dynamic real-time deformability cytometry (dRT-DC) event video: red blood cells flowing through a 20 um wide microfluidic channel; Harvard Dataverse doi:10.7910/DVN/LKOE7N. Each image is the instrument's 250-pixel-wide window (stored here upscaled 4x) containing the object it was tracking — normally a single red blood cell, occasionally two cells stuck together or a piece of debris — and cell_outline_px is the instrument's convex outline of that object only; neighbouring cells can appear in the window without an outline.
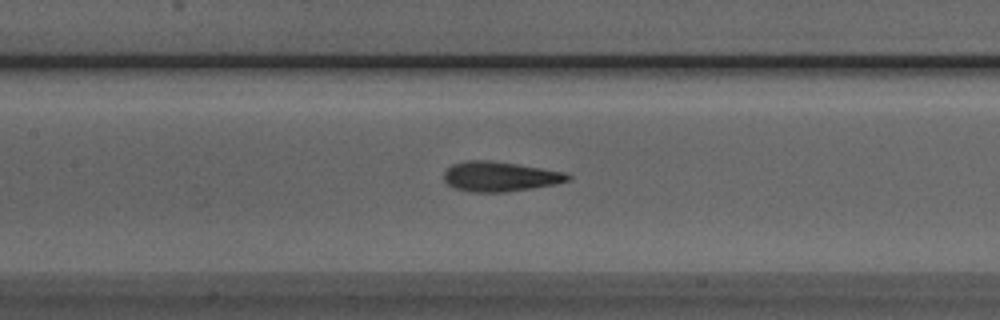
{"species": "Egyptian fruit bat (a non-hibernating species)", "species_latin": "Rousettus aegyptiacus", "temperature_condition": "room temperature", "stored_images_in_passage": 33, "camera_frame_rate_fps": 3000, "um_per_image_px": 0.085, "animal": {"sex": "male"}, "frame": {"image": 1, "passage_image": 15, "time_ms": 4.667, "image_size_px": [1000, 320], "cell_outline_px": [[572, 180], [556, 184], [532, 188], [504, 192], [472, 192], [452, 188], [444, 180], [444, 172], [452, 164], [468, 160], [488, 160], [516, 164], [564, 172], [572, 176]], "centroid_in_image_um": [42.49, 15.01], "position_along_channel_um": 164.9, "area_um2": 21.56}}
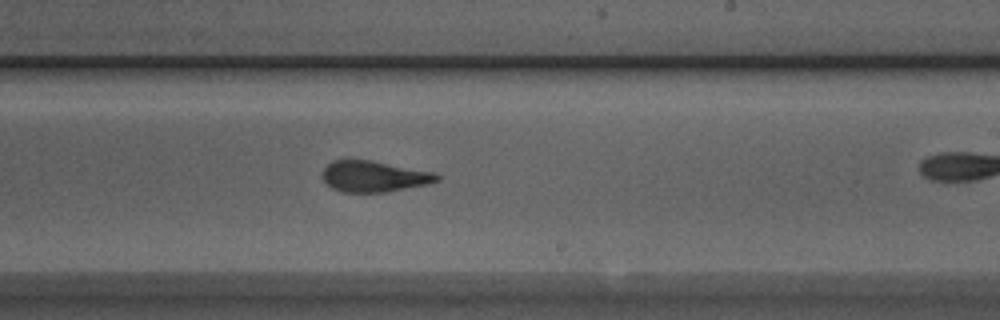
{"frame": {"image": 2, "passage_image": 22, "time_ms": 7.0, "image_size_px": [1000, 320], "cell_outline_px": [[440, 180], [428, 184], [384, 192], [340, 192], [332, 188], [320, 176], [320, 172], [332, 160], [344, 156], [348, 156], [432, 172], [440, 176]], "centroid_in_image_um": [31.67, 14.96], "position_along_channel_um": 257.3, "area_um2": 21.15}}
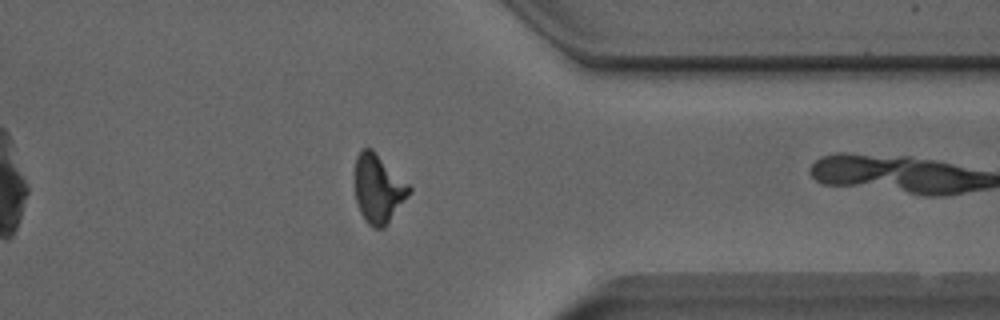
{"frame": {"image": 3, "passage_image": 32, "time_ms": 10.333, "image_size_px": [1000, 320], "cell_outline_px": [[412, 192], [384, 228], [372, 228], [368, 224], [360, 212], [356, 200], [352, 180], [356, 156], [364, 148], [372, 148], [412, 188]], "centroid_in_image_um": [32.12, 16.04], "position_along_channel_um": 379.3, "area_um2": 22.08}}